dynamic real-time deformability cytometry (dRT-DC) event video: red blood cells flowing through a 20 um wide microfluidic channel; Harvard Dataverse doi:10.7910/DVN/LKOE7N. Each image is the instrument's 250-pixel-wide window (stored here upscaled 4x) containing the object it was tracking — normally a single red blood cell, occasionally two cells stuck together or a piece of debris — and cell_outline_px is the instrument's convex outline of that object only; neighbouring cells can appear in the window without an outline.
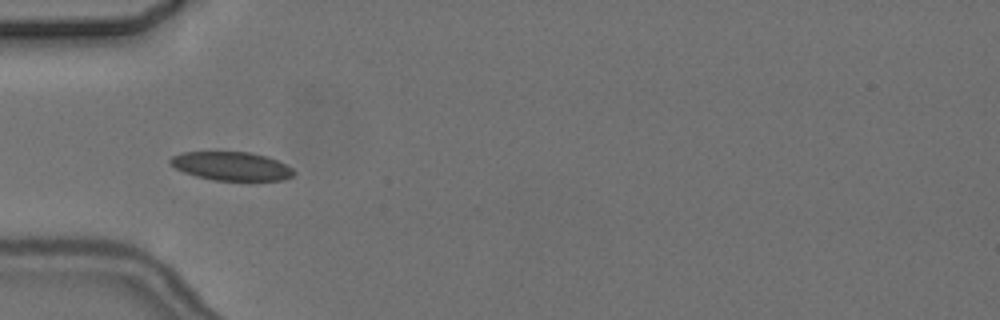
{"species": "common noctule bat (a hibernating species)", "species_latin": "Nyctalus noctula", "temperature_condition": "cold", "stored_images_in_passage": 8, "camera_frame_rate_fps": 3000, "um_per_image_px": 0.085, "animal": {"sex": "female", "body_mass_g": 24.6, "forearm_length_mm": 56.2}, "frame": {"image": 1, "passage_image": 5, "time_ms": 4.667, "image_size_px": [1000, 320], "cell_outline_px": [[296, 172], [292, 176], [284, 180], [212, 180], [196, 176], [184, 172], [176, 168], [168, 160], [172, 156], [184, 152], [252, 152], [268, 156], [292, 168]], "centroid_in_image_um": [19.69, 14.12], "position_along_channel_um": 65.3, "area_um2": 20.52}}
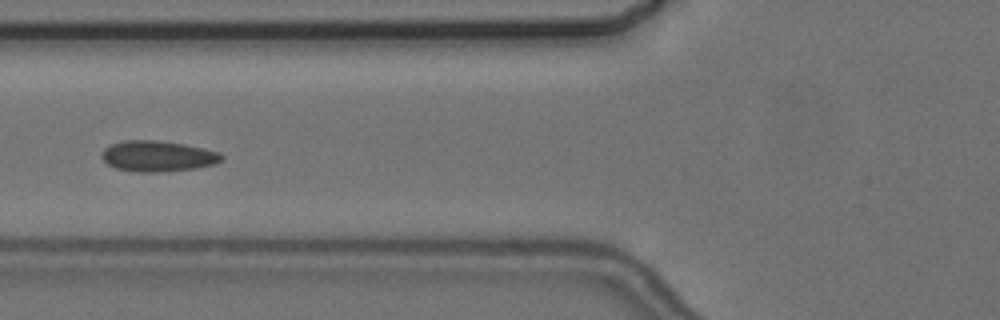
{"frame": {"image": 2, "passage_image": 6, "time_ms": 6.0, "image_size_px": [1000, 320], "cell_outline_px": [[224, 160], [216, 164], [196, 168], [160, 172], [136, 172], [116, 168], [108, 164], [100, 156], [104, 148], [112, 144], [124, 140], [156, 140], [184, 144], [204, 148], [220, 152], [224, 156]], "centroid_in_image_um": [13.44, 13.27], "position_along_channel_um": 112.4, "area_um2": 21.68}}
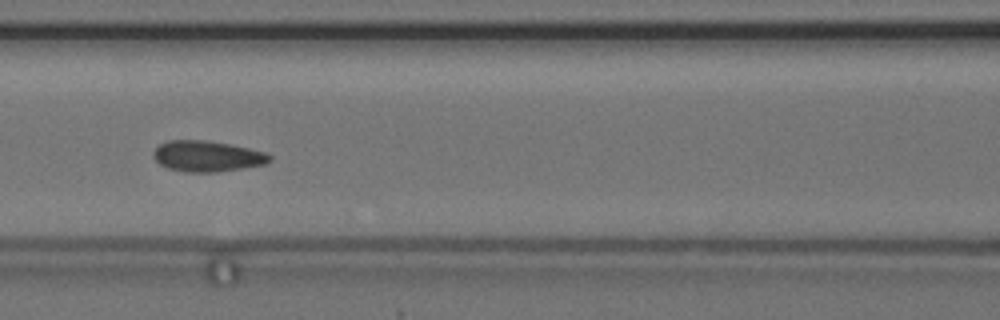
{"frame": {"image": 3, "passage_image": 7, "time_ms": 7.0, "image_size_px": [1000, 320], "cell_outline_px": [[272, 160], [264, 164], [244, 168], [216, 172], [184, 172], [168, 168], [160, 164], [152, 156], [152, 152], [160, 144], [168, 140], [208, 140], [248, 148], [264, 152], [272, 156]], "centroid_in_image_um": [17.59, 13.28], "position_along_channel_um": 149.0, "area_um2": 20.92}}